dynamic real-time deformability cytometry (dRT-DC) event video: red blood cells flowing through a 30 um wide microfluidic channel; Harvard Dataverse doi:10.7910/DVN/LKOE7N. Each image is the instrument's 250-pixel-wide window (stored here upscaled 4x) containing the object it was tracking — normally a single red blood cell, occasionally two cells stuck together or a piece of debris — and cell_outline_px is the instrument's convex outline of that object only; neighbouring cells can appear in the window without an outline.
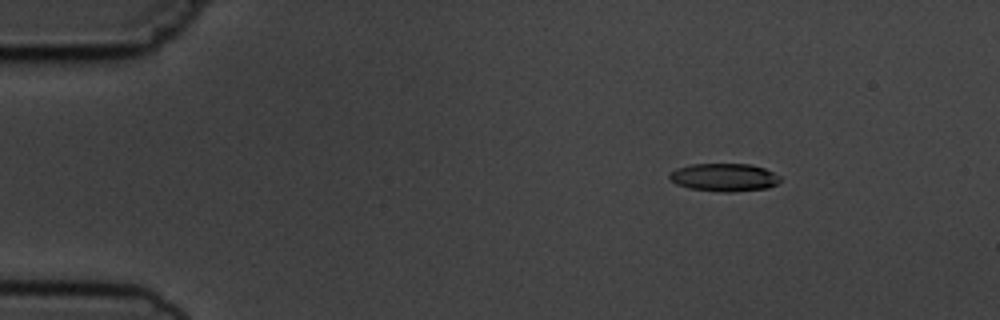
{"species": "common noctule bat (a hibernating species)", "species_latin": "Nyctalus noctula", "temperature_condition": "cold", "stored_images_in_passage": 5, "camera_frame_rate_fps": 3000, "um_per_image_px": 0.085, "animal": {"sex": "male", "body_mass_g": 19.5, "forearm_length_mm": 54.6}, "frame": {"image": 1, "passage_image": 3, "time_ms": 2.333, "image_size_px": [1000, 320], "cell_outline_px": [[780, 180], [776, 184], [768, 188], [732, 192], [720, 192], [688, 188], [676, 184], [668, 176], [668, 172], [676, 168], [692, 164], [752, 164], [764, 168], [780, 176]], "centroid_in_image_um": [61.53, 15.07], "position_along_channel_um": 23.5, "area_um2": 18.15}}